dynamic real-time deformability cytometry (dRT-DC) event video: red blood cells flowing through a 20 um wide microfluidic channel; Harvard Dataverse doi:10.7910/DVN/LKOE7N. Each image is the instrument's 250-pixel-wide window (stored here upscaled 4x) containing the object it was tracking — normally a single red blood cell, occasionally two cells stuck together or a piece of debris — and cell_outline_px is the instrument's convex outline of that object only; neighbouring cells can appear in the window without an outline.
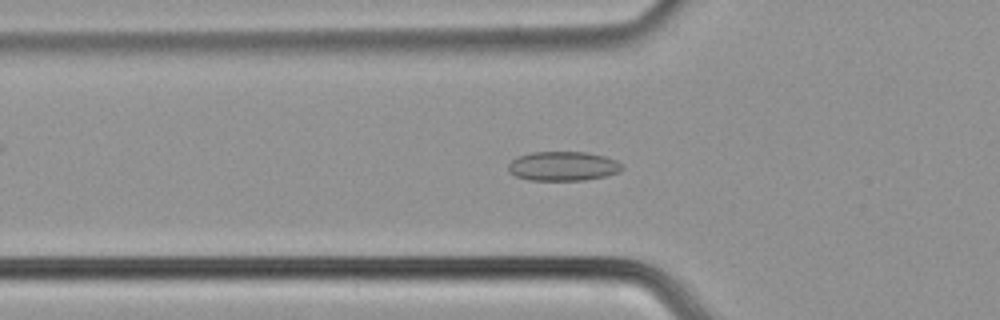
{"species": "common noctule bat (a hibernating species)", "species_latin": "Nyctalus noctula", "temperature_condition": "cold", "stored_images_in_passage": 56, "camera_frame_rate_fps": 3000, "um_per_image_px": 0.085, "animal": {"sex": "male", "body_mass_g": 21.5, "forearm_length_mm": 52.0}, "frame": {"image": 1, "passage_image": 19, "time_ms": 6.0, "image_size_px": [1000, 320], "cell_outline_px": [[624, 168], [620, 172], [604, 176], [584, 180], [528, 180], [516, 176], [508, 172], [508, 164], [516, 156], [532, 152], [588, 152], [604, 156], [616, 160]], "centroid_in_image_um": [47.83, 14.12], "position_along_channel_um": 78.0, "area_um2": 19.54}}
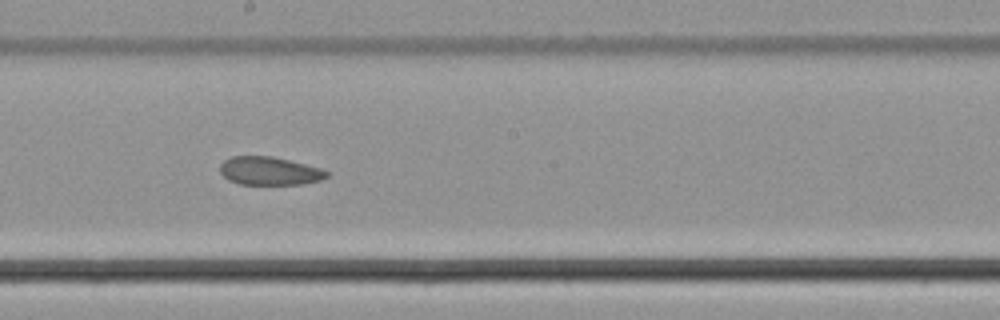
{"frame": {"image": 2, "passage_image": 31, "time_ms": 10.0, "image_size_px": [1000, 320], "cell_outline_px": [[328, 176], [320, 180], [300, 184], [240, 184], [228, 180], [220, 172], [220, 164], [224, 160], [232, 156], [272, 156], [320, 168], [328, 172]], "centroid_in_image_um": [22.87, 14.53], "position_along_channel_um": 225.3, "area_um2": 17.4}}
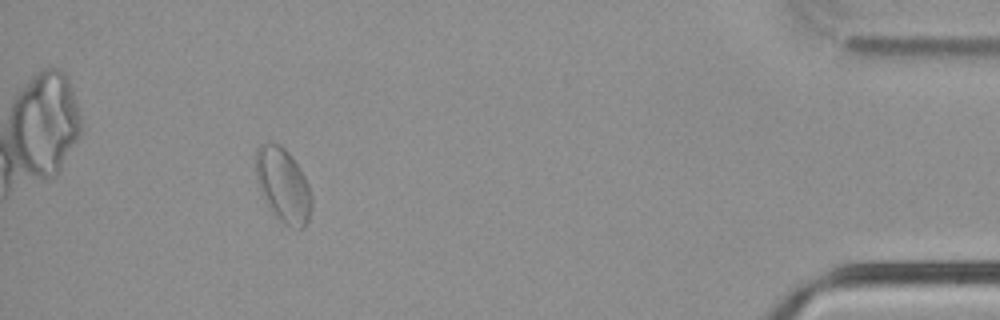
{"frame": {"image": 3, "passage_image": 51, "time_ms": 16.667, "image_size_px": [1000, 320], "cell_outline_px": [[312, 208], [308, 220], [304, 228], [300, 228], [284, 224], [272, 212], [260, 188], [256, 176], [256, 148], [260, 144], [280, 144], [292, 156], [304, 176], [308, 184], [312, 196]], "centroid_in_image_um": [24.09, 15.74], "position_along_channel_um": 411.1, "area_um2": 23.76}, "authors_computed_cell_mechanics": {"area_um2": 20.3745, "velocity_mm_per_s": 3.6934, "shape_relaxation_time_tau1_ms": null, "shape_relaxation_time_tau2_ms": 3.5822, "deformation_change_tau1": null, "deformation_change_tau2": 0.0633}}